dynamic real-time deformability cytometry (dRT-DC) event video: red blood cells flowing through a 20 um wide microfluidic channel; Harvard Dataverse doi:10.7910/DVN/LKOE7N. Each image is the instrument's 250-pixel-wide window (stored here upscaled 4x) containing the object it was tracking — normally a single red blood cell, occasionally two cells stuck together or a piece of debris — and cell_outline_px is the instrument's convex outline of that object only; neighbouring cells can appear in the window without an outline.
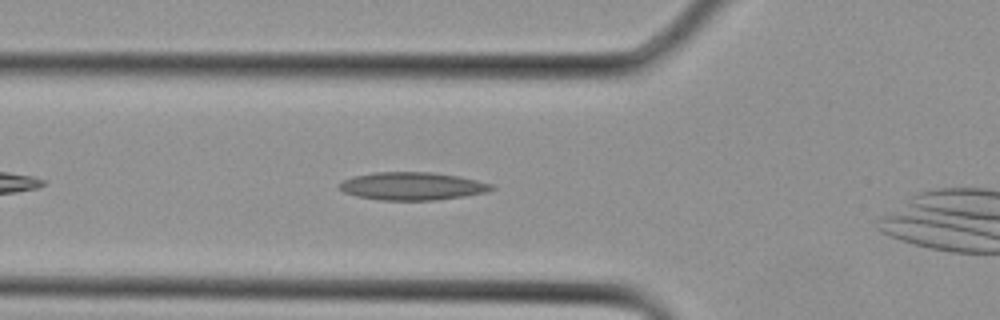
{"species": "Egyptian fruit bat (a non-hibernating species)", "species_latin": "Rousettus aegyptiacus", "temperature_condition": "cold", "stored_images_in_passage": 12, "camera_frame_rate_fps": 3000, "um_per_image_px": 0.085, "animal": {"sex": "female"}, "frame": {"image": 1, "passage_image": 7, "time_ms": 2.0, "image_size_px": [1000, 320], "cell_outline_px": [[496, 188], [488, 192], [464, 196], [436, 200], [380, 200], [356, 196], [344, 192], [336, 188], [336, 184], [352, 176], [372, 172], [432, 172], [460, 176], [492, 184]], "centroid_in_image_um": [35.01, 15.82], "position_along_channel_um": 90.8, "area_um2": 25.03}}
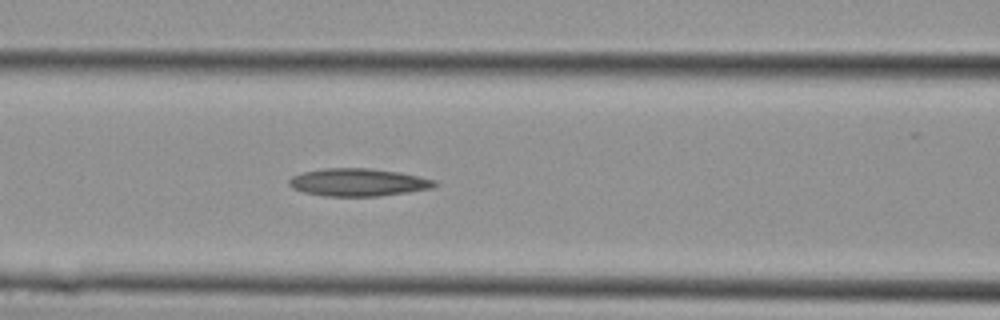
{"frame": {"image": 2, "passage_image": 9, "time_ms": 2.667, "image_size_px": [1000, 320], "cell_outline_px": [[440, 184], [432, 188], [408, 192], [380, 196], [324, 196], [304, 192], [292, 188], [288, 184], [288, 180], [292, 176], [304, 172], [324, 168], [368, 168], [396, 172], [420, 176], [436, 180]], "centroid_in_image_um": [30.46, 15.5], "position_along_channel_um": 136.1, "area_um2": 23.52}}